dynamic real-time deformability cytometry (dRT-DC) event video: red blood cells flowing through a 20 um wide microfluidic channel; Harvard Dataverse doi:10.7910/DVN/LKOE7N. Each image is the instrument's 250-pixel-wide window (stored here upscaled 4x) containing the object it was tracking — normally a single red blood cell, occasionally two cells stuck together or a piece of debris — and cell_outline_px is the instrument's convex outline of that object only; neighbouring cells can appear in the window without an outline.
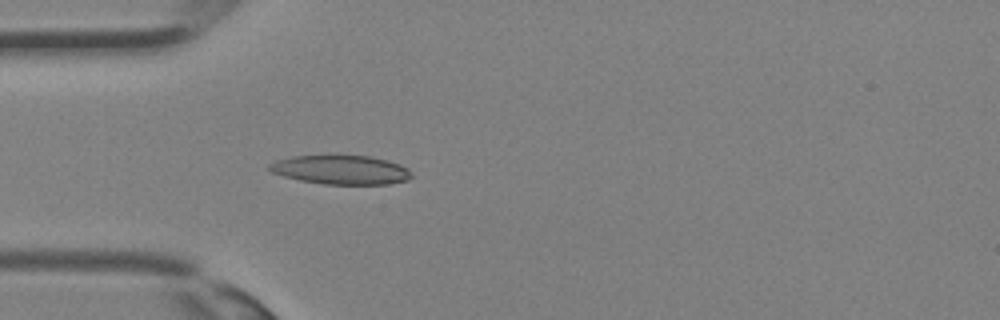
{"species": "Egyptian fruit bat (a non-hibernating species)", "species_latin": "Rousettus aegyptiacus", "temperature_condition": "room temperature", "stored_images_in_passage": 25, "camera_frame_rate_fps": 3000, "um_per_image_px": 0.085, "animal": {"sex": "female"}, "frame": {"image": 1, "passage_image": 4, "time_ms": 1.0, "image_size_px": [1000, 320], "cell_outline_px": [[412, 176], [408, 180], [388, 184], [324, 184], [300, 180], [284, 176], [272, 172], [268, 168], [268, 164], [276, 160], [292, 156], [368, 156], [388, 160], [400, 164], [408, 168], [412, 172]], "centroid_in_image_um": [29.0, 14.44], "position_along_channel_um": 56.0, "area_um2": 23.99}}
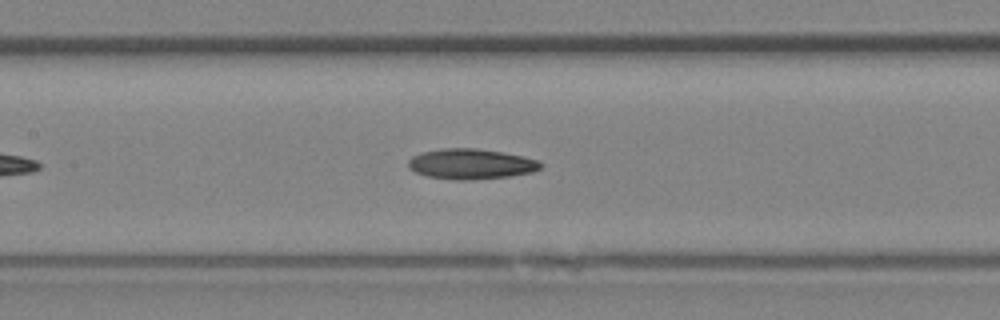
{"frame": {"image": 2, "passage_image": 10, "time_ms": 3.0, "image_size_px": [1000, 320], "cell_outline_px": [[544, 164], [540, 168], [532, 172], [508, 176], [468, 180], [456, 180], [428, 176], [416, 172], [408, 168], [408, 160], [412, 156], [424, 152], [440, 148], [476, 148], [524, 156], [536, 160]], "centroid_in_image_um": [40.02, 13.93], "position_along_channel_um": 167.4, "area_um2": 23.24}}
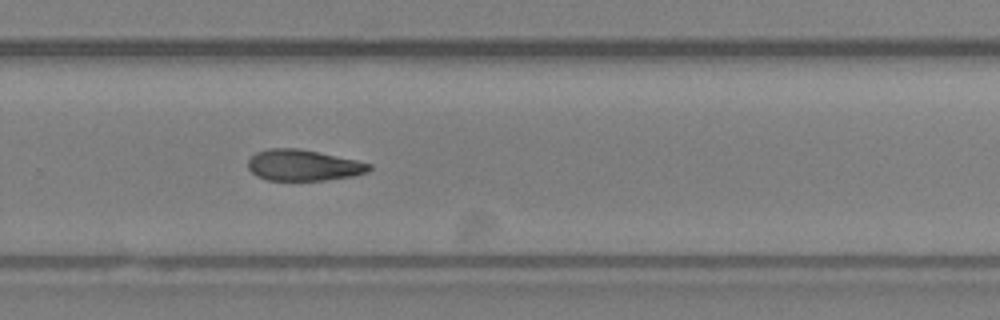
{"frame": {"image": 3, "passage_image": 17, "time_ms": 5.333, "image_size_px": [1000, 320], "cell_outline_px": [[372, 168], [368, 172], [352, 176], [324, 180], [268, 180], [256, 176], [248, 168], [248, 160], [256, 152], [268, 148], [296, 148], [356, 160], [372, 164]], "centroid_in_image_um": [25.77, 14.05], "position_along_channel_um": 304.0, "area_um2": 21.79}}